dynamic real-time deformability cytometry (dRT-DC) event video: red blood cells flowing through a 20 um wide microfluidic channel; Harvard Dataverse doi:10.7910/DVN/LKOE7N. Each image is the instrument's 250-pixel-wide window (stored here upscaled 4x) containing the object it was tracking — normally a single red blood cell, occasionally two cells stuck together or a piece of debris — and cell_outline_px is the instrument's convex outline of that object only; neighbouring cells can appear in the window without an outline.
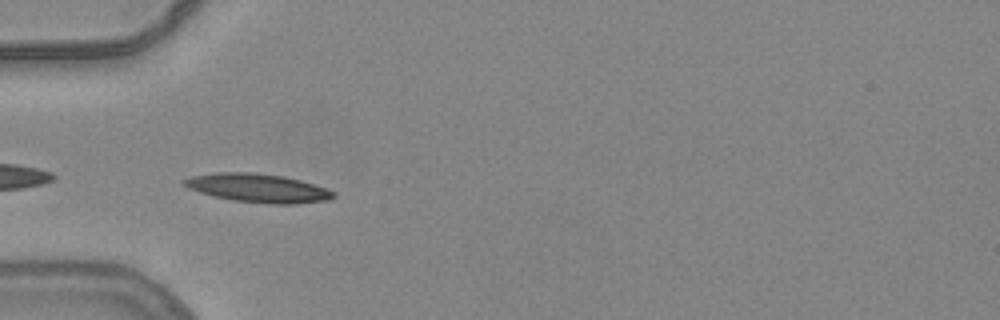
{"species": "common noctule bat (a hibernating species)", "species_latin": "Nyctalus noctula", "temperature_condition": "warm", "stored_images_in_passage": 31, "camera_frame_rate_fps": 3000, "um_per_image_px": 0.085, "animal": {"sex": "female", "body_mass_g": 24.6, "forearm_length_mm": 56.2}, "frame": {"image": 1, "passage_image": 1, "time_ms": 0.0, "image_size_px": [1000, 320], "cell_outline_px": [[336, 196], [328, 200], [296, 204], [268, 204], [232, 200], [200, 192], [188, 188], [180, 184], [180, 180], [192, 176], [216, 172], [252, 172], [284, 176], [300, 180], [336, 192]], "centroid_in_image_um": [21.9, 15.98], "position_along_channel_um": 63.1, "area_um2": 24.97}}
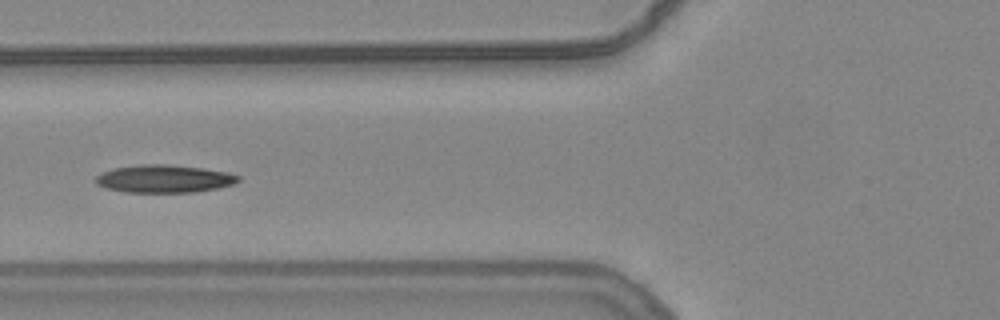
{"frame": {"image": 2, "passage_image": 5, "time_ms": 1.333, "image_size_px": [1000, 320], "cell_outline_px": [[240, 180], [236, 184], [216, 188], [192, 192], [124, 192], [108, 188], [96, 184], [92, 180], [100, 172], [112, 168], [140, 164], [164, 164], [204, 168], [228, 172], [240, 176]], "centroid_in_image_um": [13.93, 15.18], "position_along_channel_um": 111.9, "area_um2": 23.29}, "authors_computed_cell_mechanics": {"area_um2": 22.7732, "velocity_mm_per_s": 3.8312, "shape_relaxation_time_tau1_ms": 7.5658, "shape_relaxation_time_tau2_ms": 2.9181, "deformation_change_tau1": 0.202, "deformation_change_tau2": 0.1073}}